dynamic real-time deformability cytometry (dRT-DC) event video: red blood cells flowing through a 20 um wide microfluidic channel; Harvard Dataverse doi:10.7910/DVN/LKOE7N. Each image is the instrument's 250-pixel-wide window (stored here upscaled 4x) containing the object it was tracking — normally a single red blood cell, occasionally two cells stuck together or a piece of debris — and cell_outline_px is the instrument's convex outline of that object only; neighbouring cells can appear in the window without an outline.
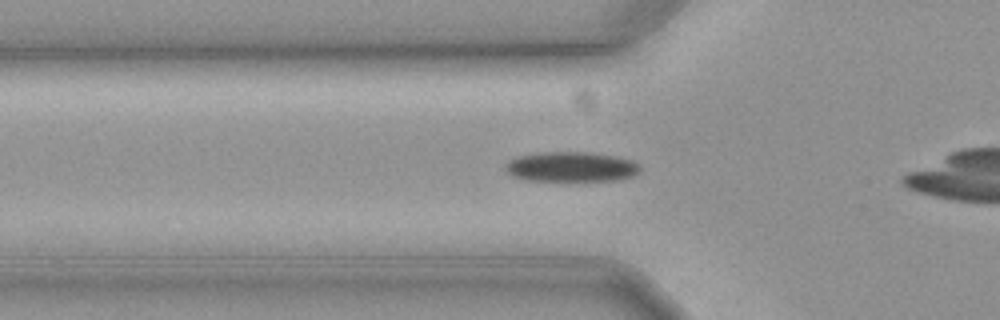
{"species": "common noctule bat (a hibernating species)", "species_latin": "Nyctalus noctula", "temperature_condition": "cold", "stored_images_in_passage": 39, "camera_frame_rate_fps": 3000, "um_per_image_px": 0.085, "animal": {"sex": "female", "body_mass_g": 19.3, "forearm_length_mm": 54.1}, "frame": {"image": 1, "passage_image": 10, "time_ms": 3.0, "image_size_px": [1000, 320], "cell_outline_px": [[640, 168], [632, 176], [616, 180], [524, 180], [512, 176], [504, 168], [504, 164], [508, 160], [520, 156], [544, 152], [592, 152], [632, 160]], "centroid_in_image_um": [48.49, 14.17], "position_along_channel_um": 77.3, "area_um2": 23.18}}
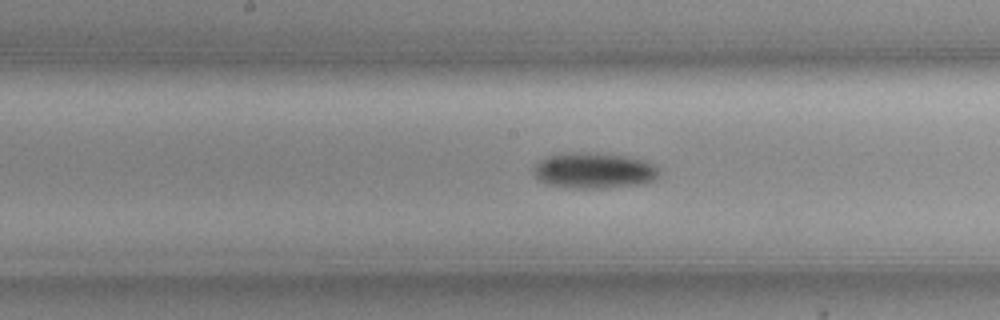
{"frame": {"image": 2, "passage_image": 20, "time_ms": 6.333, "image_size_px": [1000, 320], "cell_outline_px": [[656, 176], [652, 180], [644, 184], [608, 188], [568, 188], [548, 184], [536, 180], [532, 176], [532, 168], [540, 160], [548, 156], [572, 152], [600, 152], [628, 156], [644, 160], [652, 164], [656, 168]], "centroid_in_image_um": [50.41, 14.5], "position_along_channel_um": 197.8, "area_um2": 26.53}}
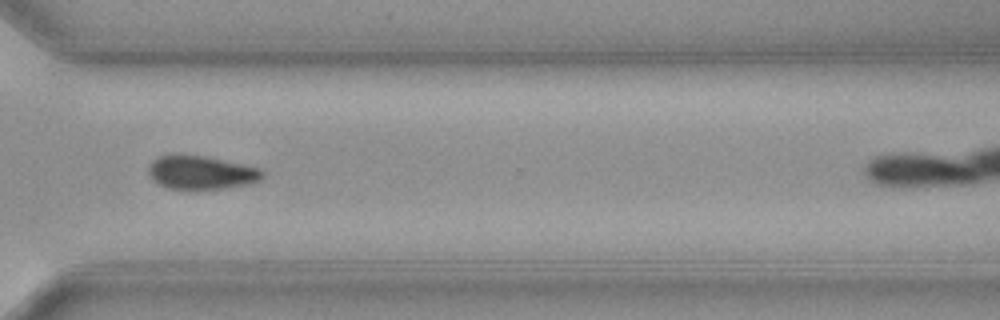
{"frame": {"image": 3, "passage_image": 33, "time_ms": 10.667, "image_size_px": [1000, 320], "cell_outline_px": [[264, 176], [260, 180], [248, 184], [224, 188], [168, 188], [152, 180], [148, 172], [148, 164], [152, 160], [160, 156], [176, 152], [204, 156], [244, 164], [260, 168], [264, 172]], "centroid_in_image_um": [17.07, 14.62], "position_along_channel_um": 353.5, "area_um2": 22.48}, "authors_computed_cell_mechanics": {"area_um2": 23.7558, "velocity_mm_per_s": 3.6025, "shape_relaxation_time_tau1_ms": 4.4817, "shape_relaxation_time_tau2_ms": null, "deformation_change_tau1": 0.1195, "deformation_change_tau2": null}}